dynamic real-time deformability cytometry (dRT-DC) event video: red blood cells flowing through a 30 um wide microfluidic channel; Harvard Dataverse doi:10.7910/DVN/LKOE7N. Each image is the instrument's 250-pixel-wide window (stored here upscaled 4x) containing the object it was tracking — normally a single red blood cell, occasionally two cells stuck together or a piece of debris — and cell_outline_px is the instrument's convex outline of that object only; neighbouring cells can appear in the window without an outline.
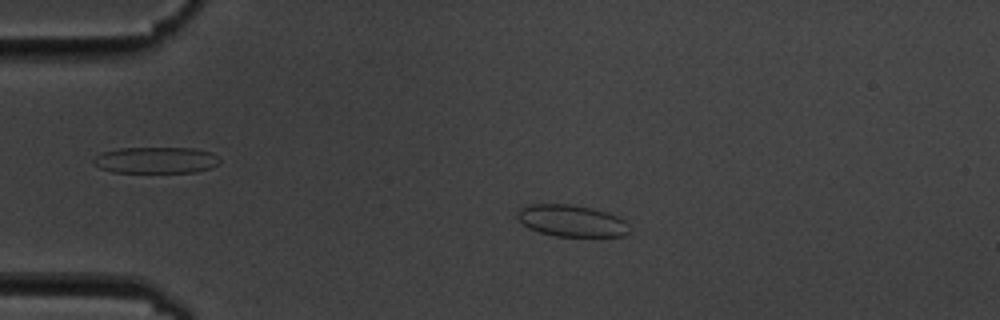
{"species": "common noctule bat (a hibernating species)", "species_latin": "Nyctalus noctula", "temperature_condition": "cold", "stored_images_in_passage": 16, "camera_frame_rate_fps": 3000, "um_per_image_px": 0.085, "animal": {"sex": "male", "body_mass_g": 19.5, "forearm_length_mm": 54.6}, "frame": {"image": 1, "passage_image": 12, "time_ms": 3.667, "image_size_px": [1000, 320], "cell_outline_px": [[628, 232], [624, 236], [556, 236], [540, 232], [528, 228], [516, 216], [520, 208], [524, 204], [568, 204], [592, 208], [608, 212], [624, 220], [628, 224]], "centroid_in_image_um": [48.56, 18.76], "position_along_channel_um": 36.4, "area_um2": 20.63}}